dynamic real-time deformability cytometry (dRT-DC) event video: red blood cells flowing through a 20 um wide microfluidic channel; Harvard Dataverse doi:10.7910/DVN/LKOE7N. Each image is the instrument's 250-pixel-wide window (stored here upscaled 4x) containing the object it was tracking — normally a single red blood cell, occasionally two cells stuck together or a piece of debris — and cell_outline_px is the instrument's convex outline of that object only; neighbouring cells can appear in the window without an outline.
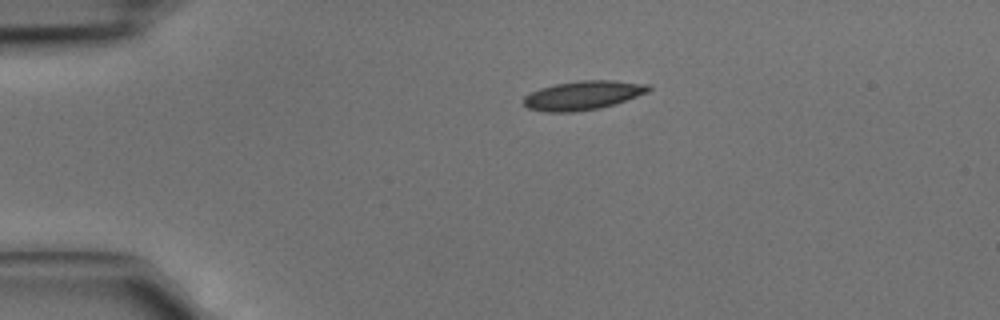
{"species": "common noctule bat (a hibernating species)", "species_latin": "Nyctalus noctula", "temperature_condition": "cold", "stored_images_in_passage": 2, "camera_frame_rate_fps": 3000, "um_per_image_px": 0.085, "animal": {"sex": "male", "body_mass_g": 15.6}, "frame": {"image": 1, "passage_image": 1, "time_ms": 0.0, "image_size_px": [1000, 320], "cell_outline_px": [[652, 88], [648, 92], [616, 104], [600, 108], [572, 112], [544, 112], [528, 108], [524, 104], [524, 96], [540, 88], [556, 84], [580, 80], [612, 80], [648, 84]], "centroid_in_image_um": [49.57, 8.1], "position_along_channel_um": 35.4, "area_um2": 21.1}}